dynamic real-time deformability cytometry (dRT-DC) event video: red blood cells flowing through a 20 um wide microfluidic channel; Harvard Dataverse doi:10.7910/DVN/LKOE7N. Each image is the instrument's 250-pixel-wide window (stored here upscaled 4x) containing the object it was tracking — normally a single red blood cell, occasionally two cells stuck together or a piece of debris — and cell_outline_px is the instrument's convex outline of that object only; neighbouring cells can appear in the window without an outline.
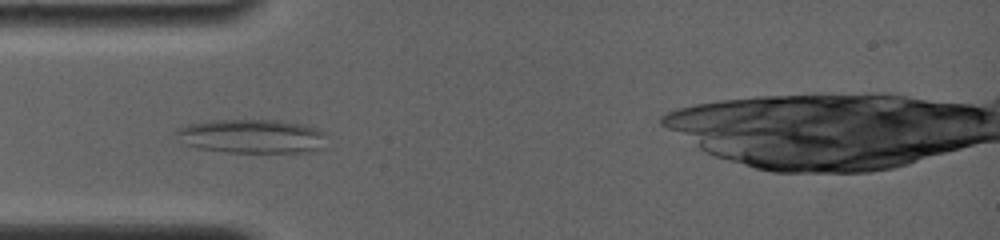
{"species": "common noctule bat (a hibernating species)", "species_latin": "Nyctalus noctula", "temperature_condition": "room temperature", "stored_images_in_passage": 52, "camera_frame_rate_fps": 4000, "um_per_image_px": 0.085, "animal": {"sex": "female", "body_mass_g": 19.0, "forearm_length_mm": 56.7}, "frame": {"image": 1, "passage_image": 10, "time_ms": 2.75, "image_size_px": [1000, 240], "cell_outline_px": [[324, 136], [320, 148], [308, 152], [224, 152], [200, 148], [188, 144], [176, 132], [176, 128], [180, 124], [212, 120], [280, 120], [300, 124], [316, 128], [324, 132]], "centroid_in_image_um": [21.37, 11.56], "position_along_channel_um": 63.6, "area_um2": 29.48}}
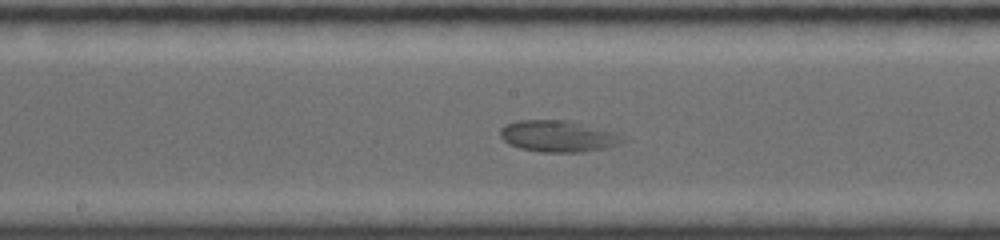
{"frame": {"image": 2, "passage_image": 23, "time_ms": 6.5, "image_size_px": [1000, 240], "cell_outline_px": [[628, 140], [604, 148], [580, 152], [544, 152], [520, 148], [508, 144], [500, 136], [500, 128], [504, 124], [516, 120], [572, 120], [612, 132]], "centroid_in_image_um": [47.37, 11.56], "position_along_channel_um": 200.8, "area_um2": 22.37}}
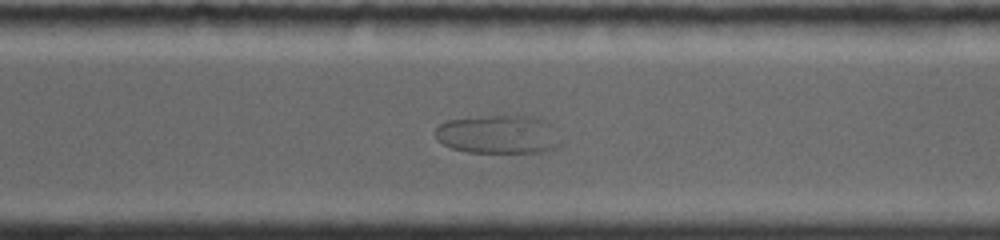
{"frame": {"image": 3, "passage_image": 40, "time_ms": 10.0, "image_size_px": [1000, 240], "cell_outline_px": [[560, 144], [552, 148], [540, 152], [468, 152], [452, 148], [444, 144], [436, 136], [436, 128], [440, 124], [448, 120], [484, 116], [528, 116], [540, 120], [548, 124]], "centroid_in_image_um": [42.28, 11.43], "position_along_channel_um": 328.3, "area_um2": 27.22}}